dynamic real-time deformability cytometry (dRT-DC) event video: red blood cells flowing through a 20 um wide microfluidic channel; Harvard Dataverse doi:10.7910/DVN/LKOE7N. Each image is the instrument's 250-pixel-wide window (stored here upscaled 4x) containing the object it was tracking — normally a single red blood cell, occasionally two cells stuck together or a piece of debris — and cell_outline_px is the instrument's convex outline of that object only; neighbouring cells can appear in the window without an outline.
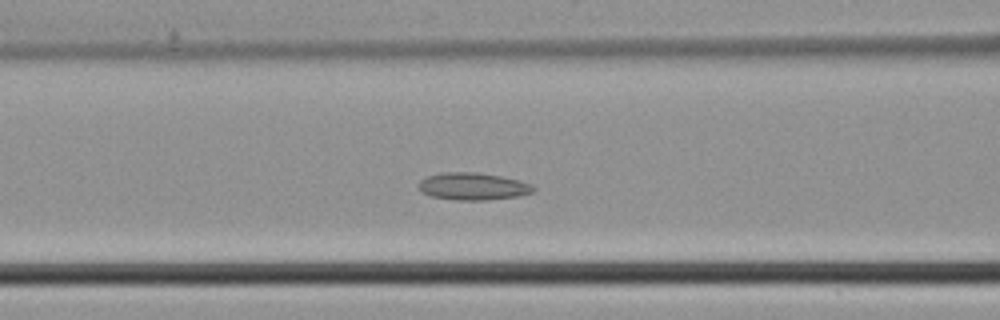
{"species": "common noctule bat (a hibernating species)", "species_latin": "Nyctalus noctula", "temperature_condition": "cold", "stored_images_in_passage": 16, "camera_frame_rate_fps": 3000, "um_per_image_px": 0.085, "animal": {"sex": "male", "body_mass_g": 21.5, "forearm_length_mm": 52.0}, "frame": {"image": 1, "passage_image": 13, "time_ms": 4.0, "image_size_px": [1000, 320], "cell_outline_px": [[536, 188], [532, 192], [520, 196], [488, 200], [456, 200], [428, 196], [420, 192], [420, 180], [424, 176], [440, 172], [476, 172], [500, 176], [520, 180], [532, 184]], "centroid_in_image_um": [40.18, 15.84], "position_along_channel_um": 126.4, "area_um2": 18.55}}
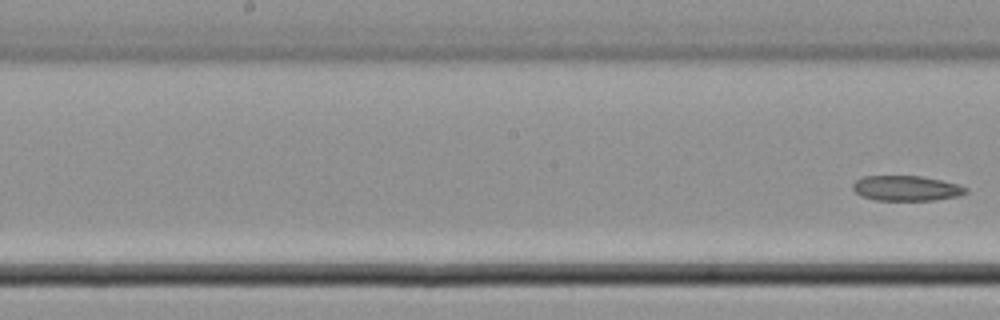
{"frame": {"image": 2, "passage_image": 16, "time_ms": 5.0, "image_size_px": [1000, 320], "cell_outline_px": [[968, 192], [960, 196], [932, 200], [876, 200], [860, 196], [852, 188], [852, 184], [856, 180], [864, 176], [920, 176], [940, 180], [956, 184], [968, 188]], "centroid_in_image_um": [77.03, 16.0], "position_along_channel_um": 171.2, "area_um2": 16.53}}